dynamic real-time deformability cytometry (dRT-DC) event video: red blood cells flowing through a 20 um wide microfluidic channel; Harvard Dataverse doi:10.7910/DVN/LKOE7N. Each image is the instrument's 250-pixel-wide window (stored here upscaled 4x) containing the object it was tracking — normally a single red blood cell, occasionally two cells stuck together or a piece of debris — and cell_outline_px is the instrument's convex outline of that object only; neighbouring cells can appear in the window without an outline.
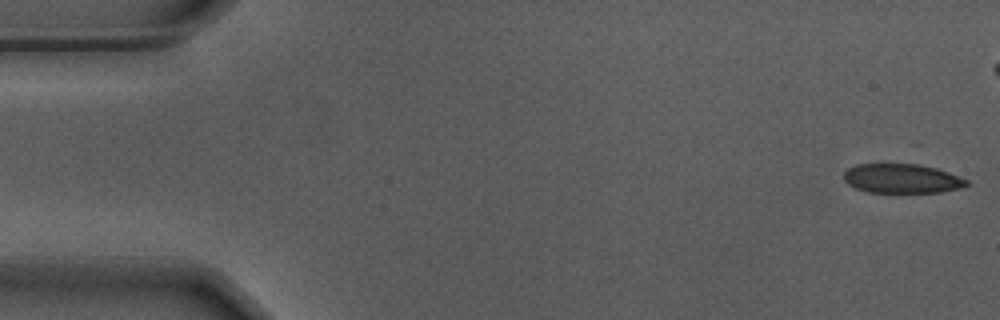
{"species": "Egyptian fruit bat (a non-hibernating species)", "species_latin": "Rousettus aegyptiacus", "temperature_condition": "warm", "stored_images_in_passage": 45, "camera_frame_rate_fps": 3000, "um_per_image_px": 0.085, "animal": {"sex": "male"}, "frame": {"image": 1, "passage_image": 1, "time_ms": 0.0, "image_size_px": [1000, 320], "cell_outline_px": [[972, 184], [960, 188], [940, 192], [868, 192], [856, 188], [848, 184], [844, 180], [844, 172], [848, 168], [856, 164], [912, 160], [948, 172], [968, 180]], "centroid_in_image_um": [76.66, 15.11], "position_along_channel_um": 8.3, "area_um2": 22.02}}
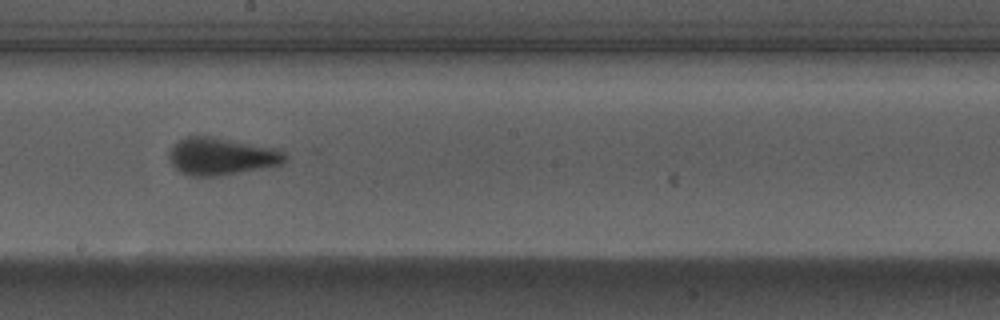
{"frame": {"image": 2, "passage_image": 30, "time_ms": 9.667, "image_size_px": [1000, 320], "cell_outline_px": [[288, 160], [284, 164], [216, 176], [188, 176], [180, 172], [172, 164], [168, 156], [168, 152], [184, 136], [212, 136], [280, 148], [288, 156]], "centroid_in_image_um": [18.87, 13.27], "position_along_channel_um": 229.3, "area_um2": 25.49}}
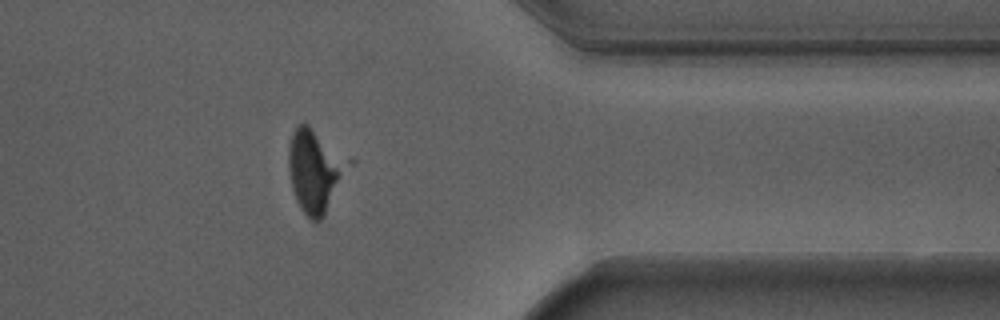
{"frame": {"image": 3, "passage_image": 44, "time_ms": 14.333, "image_size_px": [1000, 320], "cell_outline_px": [[340, 176], [324, 212], [320, 220], [312, 220], [300, 208], [296, 200], [292, 188], [288, 168], [288, 148], [292, 132], [300, 124], [308, 124], [336, 168]], "centroid_in_image_um": [26.41, 14.64], "position_along_channel_um": 385.0, "area_um2": 23.47}}